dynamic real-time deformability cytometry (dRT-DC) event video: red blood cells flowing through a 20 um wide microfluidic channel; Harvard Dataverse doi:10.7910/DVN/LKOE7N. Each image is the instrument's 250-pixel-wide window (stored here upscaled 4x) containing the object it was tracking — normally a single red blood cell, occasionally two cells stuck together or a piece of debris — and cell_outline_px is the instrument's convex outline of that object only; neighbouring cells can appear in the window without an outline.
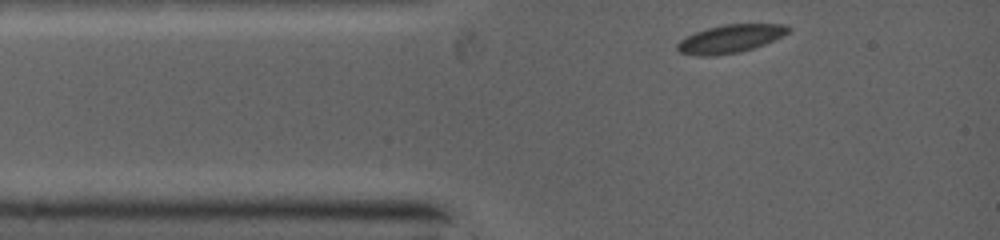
{"species": "common noctule bat (a hibernating species)", "species_latin": "Nyctalus noctula", "temperature_condition": "warm", "stored_images_in_passage": 2, "camera_frame_rate_fps": 5000, "um_per_image_px": 0.085, "animal": {"sex": "female", "body_mass_g": 19.0, "forearm_length_mm": 53.3}, "frame": {"image": 1, "passage_image": 1, "time_ms": 0.0, "image_size_px": [1000, 240], "cell_outline_px": [[788, 32], [764, 44], [752, 48], [736, 52], [708, 56], [700, 56], [680, 52], [676, 48], [676, 44], [680, 40], [696, 32], [708, 28], [724, 24], [784, 24], [788, 28]], "centroid_in_image_um": [62.02, 3.29], "position_along_channel_um": 23.0, "area_um2": 17.63}}